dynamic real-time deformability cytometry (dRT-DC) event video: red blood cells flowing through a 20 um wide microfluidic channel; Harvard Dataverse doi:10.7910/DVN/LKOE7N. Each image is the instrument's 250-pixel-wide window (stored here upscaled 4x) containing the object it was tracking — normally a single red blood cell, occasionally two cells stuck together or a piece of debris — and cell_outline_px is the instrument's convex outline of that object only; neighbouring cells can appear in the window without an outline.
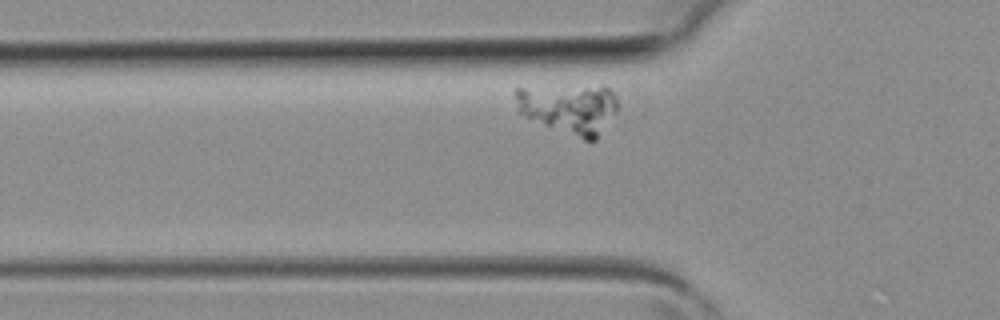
{"species": "common noctule bat (a hibernating species)", "species_latin": "Nyctalus noctula", "temperature_condition": "room temperature", "stored_images_in_passage": 5, "camera_frame_rate_fps": 3000, "um_per_image_px": 0.085, "animal": {"sex": "female", "body_mass_g": 19.3, "forearm_length_mm": 54.1}, "frame": {"image": 1, "passage_image": 5, "time_ms": 1.333, "image_size_px": [1000, 320], "cell_outline_px": [[620, 108], [596, 140], [584, 140], [524, 116], [516, 112], [512, 92], [512, 88], [608, 88], [616, 96]], "centroid_in_image_um": [48.35, 9.26], "position_along_channel_um": 77.5, "area_um2": 29.36}}